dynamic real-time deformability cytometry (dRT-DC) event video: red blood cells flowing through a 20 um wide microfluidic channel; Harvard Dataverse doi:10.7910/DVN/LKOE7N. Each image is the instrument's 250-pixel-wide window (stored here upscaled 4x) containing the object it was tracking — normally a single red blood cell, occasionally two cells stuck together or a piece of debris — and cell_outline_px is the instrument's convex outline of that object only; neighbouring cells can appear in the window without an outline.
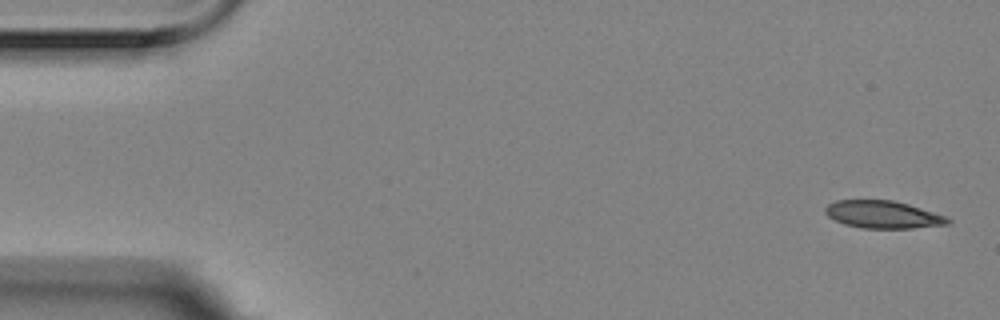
{"species": "Egyptian fruit bat (a non-hibernating species)", "species_latin": "Rousettus aegyptiacus", "temperature_condition": "room temperature", "stored_images_in_passage": 5, "camera_frame_rate_fps": 3000, "um_per_image_px": 0.085, "animal": {"sex": "female"}, "frame": {"image": 1, "passage_image": 1, "time_ms": 0.0, "image_size_px": [1000, 320], "cell_outline_px": [[952, 220], [948, 224], [912, 228], [860, 228], [844, 224], [828, 216], [824, 212], [824, 208], [828, 204], [836, 200], [892, 200], [908, 204], [944, 216]], "centroid_in_image_um": [75.0, 18.23], "position_along_channel_um": 10.0, "area_um2": 19.48}}
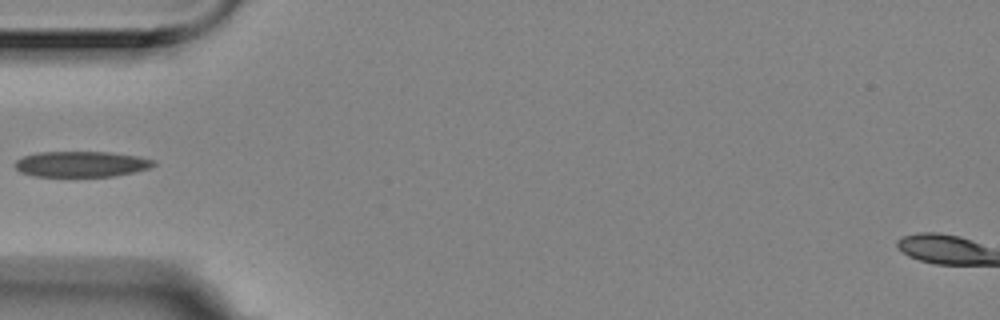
{"frame": {"image": 2, "passage_image": 5, "time_ms": 1.333, "image_size_px": [1000, 320], "cell_outline_px": [[156, 164], [148, 168], [132, 172], [112, 176], [36, 176], [20, 172], [16, 168], [16, 160], [24, 156], [36, 152], [108, 152], [136, 156], [152, 160]], "centroid_in_image_um": [6.87, 13.94], "position_along_channel_um": 78.1, "area_um2": 20.4}}